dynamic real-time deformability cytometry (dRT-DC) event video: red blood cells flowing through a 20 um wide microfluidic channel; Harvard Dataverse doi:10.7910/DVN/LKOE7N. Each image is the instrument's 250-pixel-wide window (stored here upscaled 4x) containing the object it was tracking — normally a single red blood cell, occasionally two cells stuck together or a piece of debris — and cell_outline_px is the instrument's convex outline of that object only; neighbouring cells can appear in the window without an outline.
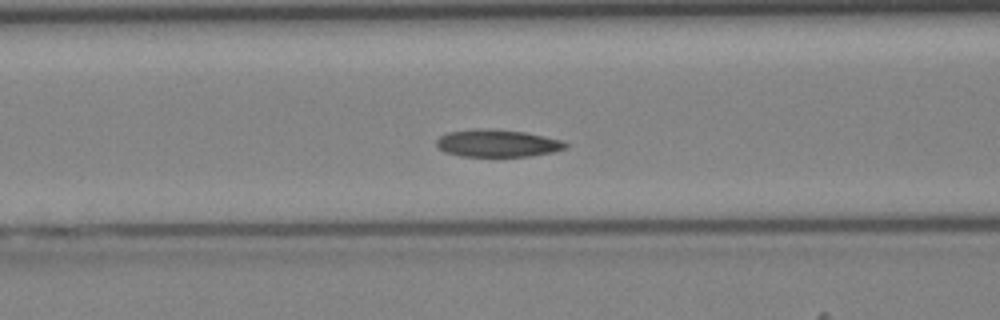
{"species": "Egyptian fruit bat (a non-hibernating species)", "species_latin": "Rousettus aegyptiacus", "temperature_condition": "cold", "stored_images_in_passage": 40, "camera_frame_rate_fps": 3000, "um_per_image_px": 0.085, "animal": {"sex": "female"}, "frame": {"image": 1, "passage_image": 14, "time_ms": 4.333, "image_size_px": [1000, 320], "cell_outline_px": [[568, 148], [552, 152], [532, 156], [460, 156], [444, 152], [436, 144], [436, 140], [440, 136], [448, 132], [472, 128], [488, 128], [524, 132], [564, 140], [568, 144]], "centroid_in_image_um": [42.29, 12.17], "position_along_channel_um": 124.3, "area_um2": 20.81}}
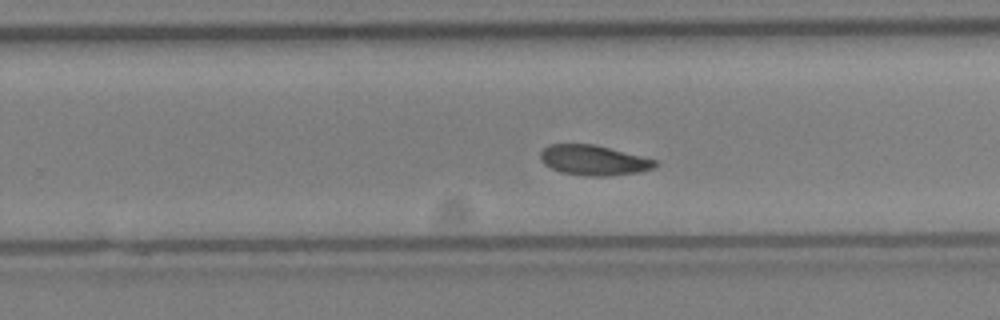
{"frame": {"image": 2, "passage_image": 24, "time_ms": 7.667, "image_size_px": [1000, 320], "cell_outline_px": [[660, 164], [656, 168], [640, 172], [604, 176], [584, 176], [560, 172], [544, 164], [540, 160], [540, 152], [548, 144], [596, 144], [656, 160]], "centroid_in_image_um": [50.47, 13.62], "position_along_channel_um": 279.3, "area_um2": 20.35}}
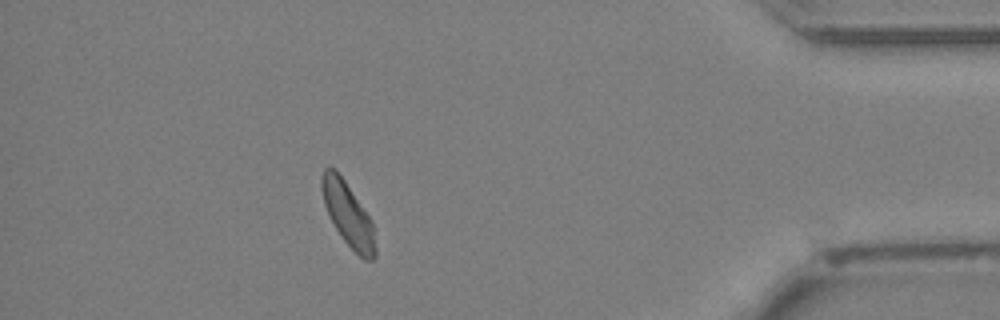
{"frame": {"image": 3, "passage_image": 35, "time_ms": 11.333, "image_size_px": [1000, 320], "cell_outline_px": [[376, 256], [372, 260], [364, 260], [344, 240], [336, 228], [324, 204], [320, 184], [320, 176], [324, 168], [336, 168], [372, 220], [376, 248]], "centroid_in_image_um": [29.58, 18.19], "position_along_channel_um": 405.6, "area_um2": 19.71}}